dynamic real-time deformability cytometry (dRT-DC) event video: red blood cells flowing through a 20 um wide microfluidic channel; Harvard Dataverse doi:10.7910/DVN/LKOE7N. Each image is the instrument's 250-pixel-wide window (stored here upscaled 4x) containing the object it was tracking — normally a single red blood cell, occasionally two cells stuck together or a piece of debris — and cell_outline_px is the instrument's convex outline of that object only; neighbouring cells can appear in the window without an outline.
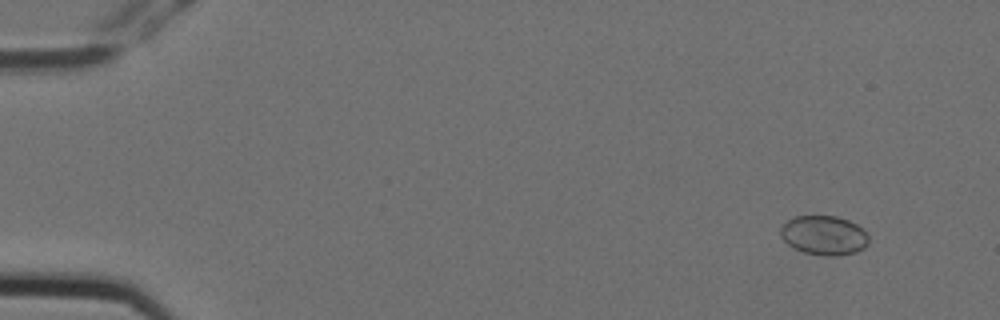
{"species": "Egyptian fruit bat (a non-hibernating species)", "species_latin": "Rousettus aegyptiacus", "temperature_condition": "cold", "stored_images_in_passage": 9, "camera_frame_rate_fps": 3000, "um_per_image_px": 0.085, "animal": {"sex": "female"}, "frame": {"image": 1, "passage_image": 1, "time_ms": 0.0, "image_size_px": [1000, 320], "cell_outline_px": [[868, 244], [864, 248], [856, 252], [836, 256], [824, 256], [804, 252], [788, 244], [780, 236], [780, 228], [792, 216], [836, 216], [848, 220], [856, 224], [868, 236]], "centroid_in_image_um": [70.03, 20.0], "position_along_channel_um": 15.0, "area_um2": 20.11}}
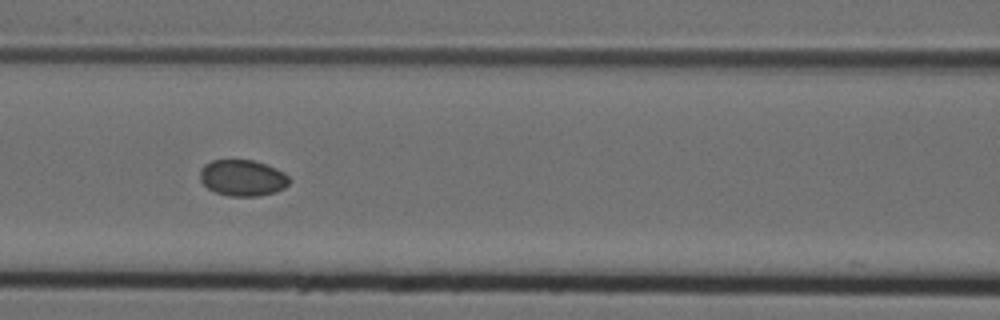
{"frame": {"image": 2, "passage_image": 7, "time_ms": 2.0, "image_size_px": [1000, 320], "cell_outline_px": [[292, 180], [284, 188], [276, 192], [256, 196], [228, 196], [216, 192], [208, 188], [200, 180], [200, 168], [204, 164], [212, 160], [252, 160], [276, 168], [284, 172]], "centroid_in_image_um": [20.62, 15.12], "position_along_channel_um": 146.0, "area_um2": 18.9}}
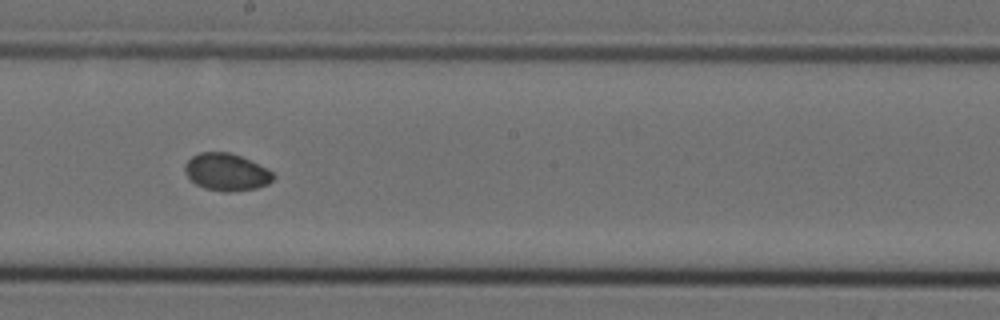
{"frame": {"image": 3, "passage_image": 9, "time_ms": 2.667, "image_size_px": [1000, 320], "cell_outline_px": [[276, 176], [268, 184], [256, 188], [232, 192], [224, 192], [204, 188], [196, 184], [188, 176], [184, 168], [184, 164], [192, 156], [200, 152], [228, 152], [240, 156], [272, 172]], "centroid_in_image_um": [19.23, 14.64], "position_along_channel_um": 229.0, "area_um2": 18.96}}